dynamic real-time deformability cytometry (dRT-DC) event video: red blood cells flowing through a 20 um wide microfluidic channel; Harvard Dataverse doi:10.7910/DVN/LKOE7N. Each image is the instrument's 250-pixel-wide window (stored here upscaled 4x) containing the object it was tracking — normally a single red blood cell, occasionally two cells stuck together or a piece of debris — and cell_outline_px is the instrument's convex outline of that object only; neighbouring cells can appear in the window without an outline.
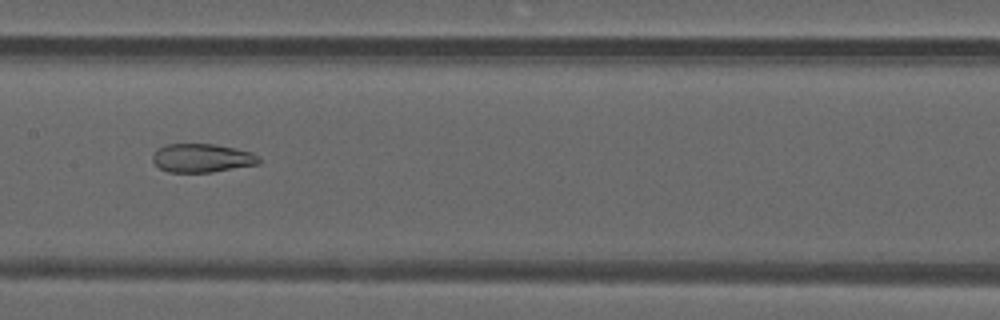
{"species": "common noctule bat (a hibernating species)", "species_latin": "Nyctalus noctula", "temperature_condition": "warm", "stored_images_in_passage": 30, "camera_frame_rate_fps": 3000, "um_per_image_px": 0.085, "animal": {"sex": "male", "forearm_length_mm": 52.5}, "frame": {"image": 1, "passage_image": 9, "time_ms": 2.667, "image_size_px": [1000, 320], "cell_outline_px": [[260, 164], [212, 172], [168, 172], [160, 168], [152, 160], [152, 156], [156, 148], [164, 144], [216, 144], [236, 148], [252, 152], [260, 156]], "centroid_in_image_um": [17.18, 13.42], "position_along_channel_um": 190.2, "area_um2": 17.98}}
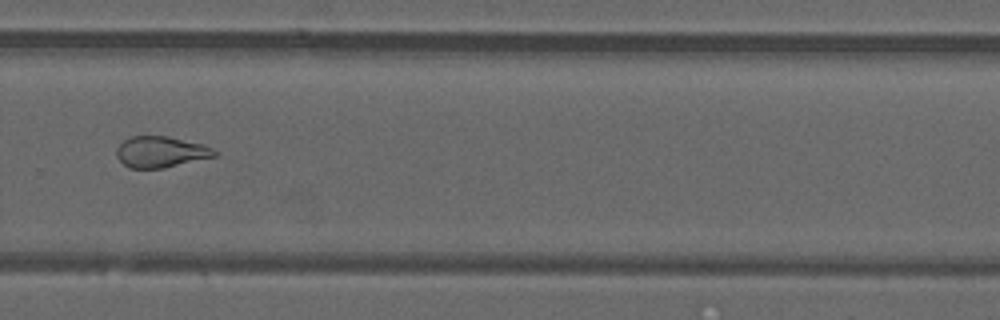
{"frame": {"image": 2, "passage_image": 18, "time_ms": 5.667, "image_size_px": [1000, 320], "cell_outline_px": [[216, 156], [164, 168], [128, 168], [116, 156], [116, 148], [124, 140], [132, 136], [168, 136], [200, 144], [212, 148], [216, 152]], "centroid_in_image_um": [13.63, 12.92], "position_along_channel_um": 316.2, "area_um2": 17.57}}
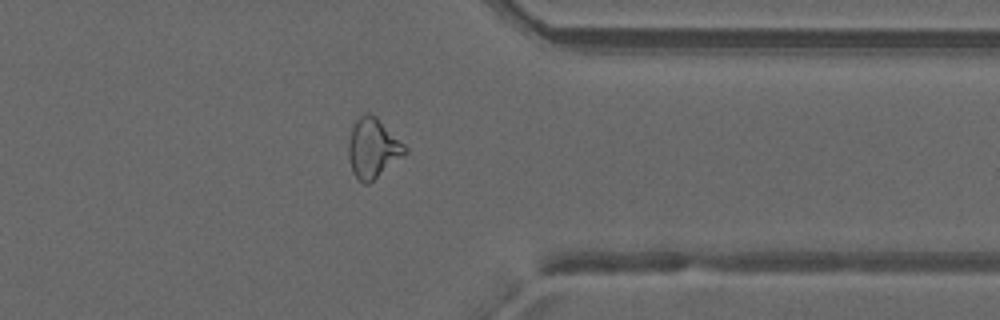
{"frame": {"image": 3, "passage_image": 23, "time_ms": 7.333, "image_size_px": [1000, 320], "cell_outline_px": [[408, 152], [368, 184], [364, 184], [352, 172], [348, 156], [348, 140], [352, 124], [364, 112], [368, 112], [376, 116], [408, 148]], "centroid_in_image_um": [31.67, 12.57], "position_along_channel_um": 379.7, "area_um2": 19.65}}